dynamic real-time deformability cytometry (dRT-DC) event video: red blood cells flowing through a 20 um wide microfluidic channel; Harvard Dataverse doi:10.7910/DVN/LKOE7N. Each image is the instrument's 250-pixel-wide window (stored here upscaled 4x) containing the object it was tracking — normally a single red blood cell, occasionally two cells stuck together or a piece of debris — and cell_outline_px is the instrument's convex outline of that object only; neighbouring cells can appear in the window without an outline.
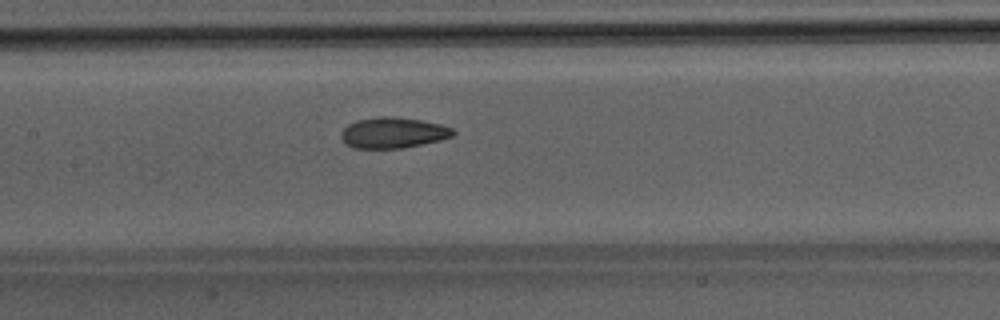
{"species": "Egyptian fruit bat (a non-hibernating species)", "species_latin": "Rousettus aegyptiacus", "temperature_condition": "room temperature", "stored_images_in_passage": 45, "camera_frame_rate_fps": 3000, "um_per_image_px": 0.085, "animal": {"sex": "male"}, "frame": {"image": 1, "passage_image": 20, "time_ms": 6.333, "image_size_px": [1000, 320], "cell_outline_px": [[456, 132], [452, 136], [440, 140], [400, 148], [352, 148], [344, 144], [340, 136], [340, 132], [348, 124], [356, 120], [376, 116], [392, 116], [420, 120], [440, 124], [452, 128]], "centroid_in_image_um": [33.35, 11.27], "position_along_channel_um": 174.0, "area_um2": 20.17}}
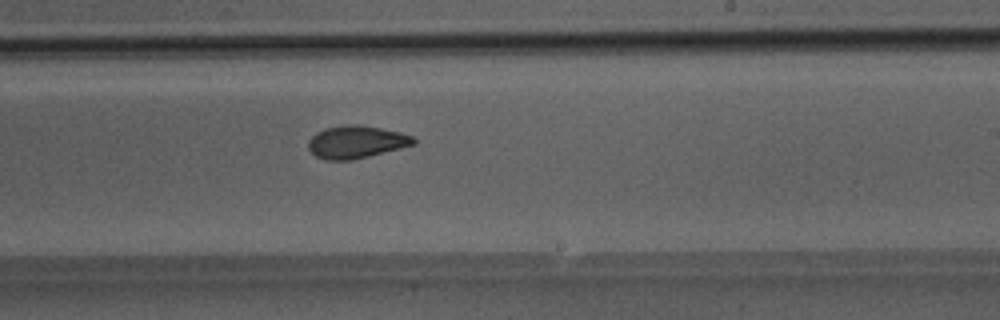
{"frame": {"image": 2, "passage_image": 26, "time_ms": 8.333, "image_size_px": [1000, 320], "cell_outline_px": [[416, 144], [352, 160], [324, 160], [316, 156], [308, 148], [308, 140], [316, 132], [324, 128], [348, 124], [352, 124], [380, 128], [400, 132], [416, 136]], "centroid_in_image_um": [30.28, 12.06], "position_along_channel_um": 258.7, "area_um2": 20.0}}
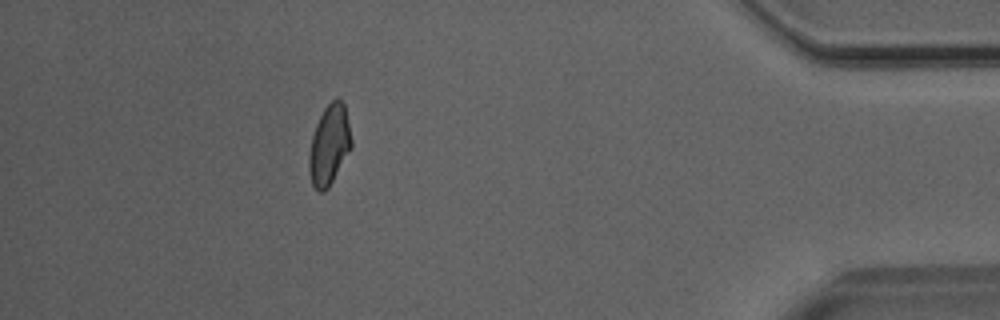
{"frame": {"image": 3, "passage_image": 40, "time_ms": 13.0, "image_size_px": [1000, 320], "cell_outline_px": [[352, 148], [328, 188], [324, 192], [320, 192], [312, 184], [308, 172], [308, 156], [312, 136], [316, 124], [324, 108], [336, 96], [344, 104], [352, 140]], "centroid_in_image_um": [27.98, 12.33], "position_along_channel_um": 407.2, "area_um2": 19.83}}